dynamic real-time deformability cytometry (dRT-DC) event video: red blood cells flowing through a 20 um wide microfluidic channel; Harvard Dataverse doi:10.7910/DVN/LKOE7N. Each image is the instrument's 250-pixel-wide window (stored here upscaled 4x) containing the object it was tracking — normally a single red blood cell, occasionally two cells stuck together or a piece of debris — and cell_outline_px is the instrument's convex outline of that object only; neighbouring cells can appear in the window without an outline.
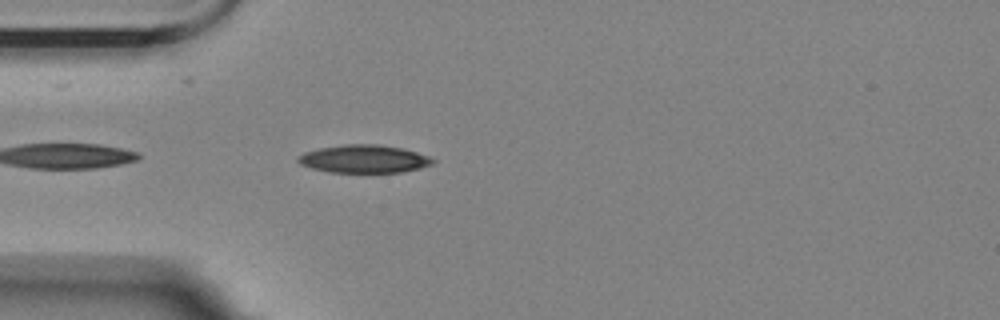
{"species": "Egyptian fruit bat (a non-hibernating species)", "species_latin": "Rousettus aegyptiacus", "temperature_condition": "room temperature", "stored_images_in_passage": 43, "camera_frame_rate_fps": 3000, "um_per_image_px": 0.085, "animal": {"sex": "female"}, "frame": {"image": 1, "passage_image": 3, "time_ms": 0.667, "image_size_px": [1000, 320], "cell_outline_px": [[436, 160], [432, 164], [420, 168], [400, 172], [328, 172], [312, 168], [300, 164], [296, 160], [304, 152], [320, 148], [344, 144], [376, 144], [404, 148], [428, 156]], "centroid_in_image_um": [30.95, 13.5], "position_along_channel_um": 54.1, "area_um2": 21.85}}
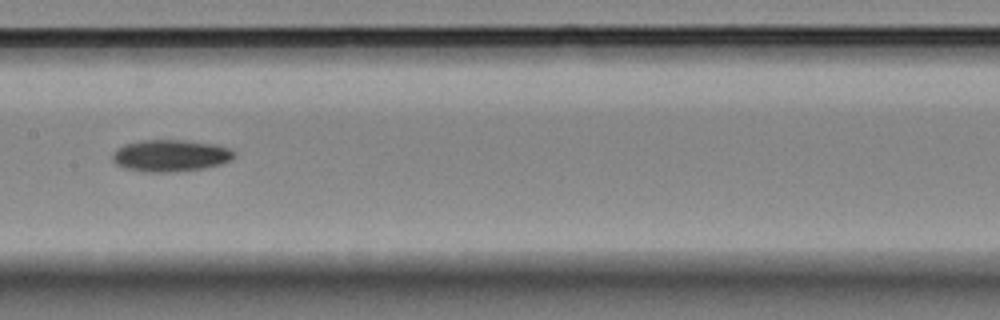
{"frame": {"image": 2, "passage_image": 15, "time_ms": 4.667, "image_size_px": [1000, 320], "cell_outline_px": [[236, 156], [220, 164], [200, 168], [168, 172], [144, 172], [124, 168], [116, 164], [112, 160], [112, 152], [116, 148], [124, 144], [144, 140], [184, 140], [216, 144], [228, 148], [236, 152]], "centroid_in_image_um": [14.45, 13.22], "position_along_channel_um": 193.0, "area_um2": 22.54}}
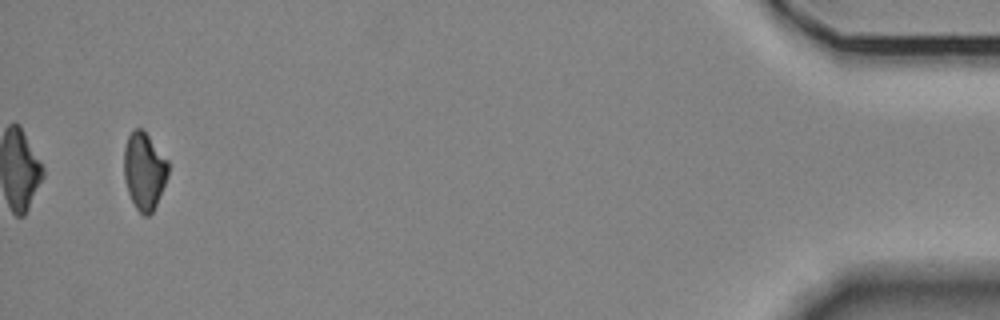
{"frame": {"image": 3, "passage_image": 41, "time_ms": 13.333, "image_size_px": [1000, 320], "cell_outline_px": [[168, 176], [156, 204], [152, 212], [148, 216], [144, 216], [136, 208], [128, 192], [124, 180], [124, 148], [128, 136], [136, 128], [144, 128], [168, 160]], "centroid_in_image_um": [12.26, 14.5], "position_along_channel_um": 422.9, "area_um2": 20.0}, "authors_computed_cell_mechanics": {"area_um2": 21.5594, "velocity_mm_per_s": 3.5906, "shape_relaxation_time_tau1_ms": 7.1193, "shape_relaxation_time_tau2_ms": null, "deformation_change_tau1": 0.1648, "deformation_change_tau2": null}}